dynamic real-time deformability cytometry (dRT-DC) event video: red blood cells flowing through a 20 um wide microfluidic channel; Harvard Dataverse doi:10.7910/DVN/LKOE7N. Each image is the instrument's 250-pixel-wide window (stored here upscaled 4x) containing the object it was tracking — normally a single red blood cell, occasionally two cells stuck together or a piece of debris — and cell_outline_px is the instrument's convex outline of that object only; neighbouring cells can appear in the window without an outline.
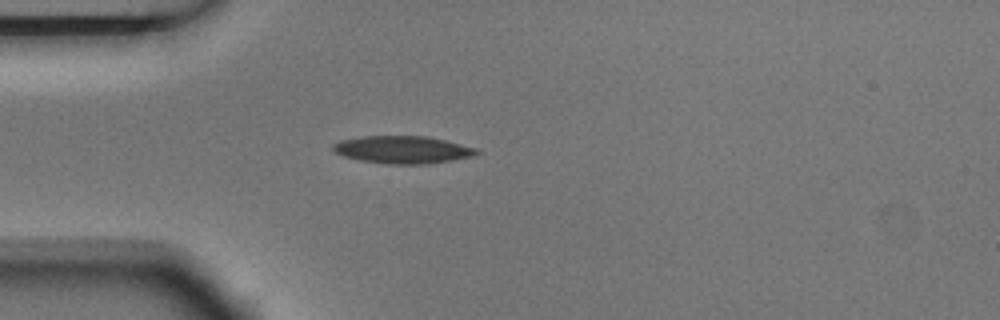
{"species": "Egyptian fruit bat (a non-hibernating species)", "species_latin": "Rousettus aegyptiacus", "temperature_condition": "room temperature", "stored_images_in_passage": 1, "camera_frame_rate_fps": 3000, "um_per_image_px": 0.085, "animal": {"sex": "male"}, "frame": {"image": 1, "passage_image": 1, "time_ms": 0.0, "image_size_px": [1000, 320], "cell_outline_px": [[480, 152], [476, 156], [428, 164], [388, 164], [360, 160], [344, 156], [336, 152], [332, 148], [332, 144], [340, 140], [360, 136], [428, 136], [476, 148]], "centroid_in_image_um": [34.23, 12.72], "position_along_channel_um": 50.8, "area_um2": 23.06}}